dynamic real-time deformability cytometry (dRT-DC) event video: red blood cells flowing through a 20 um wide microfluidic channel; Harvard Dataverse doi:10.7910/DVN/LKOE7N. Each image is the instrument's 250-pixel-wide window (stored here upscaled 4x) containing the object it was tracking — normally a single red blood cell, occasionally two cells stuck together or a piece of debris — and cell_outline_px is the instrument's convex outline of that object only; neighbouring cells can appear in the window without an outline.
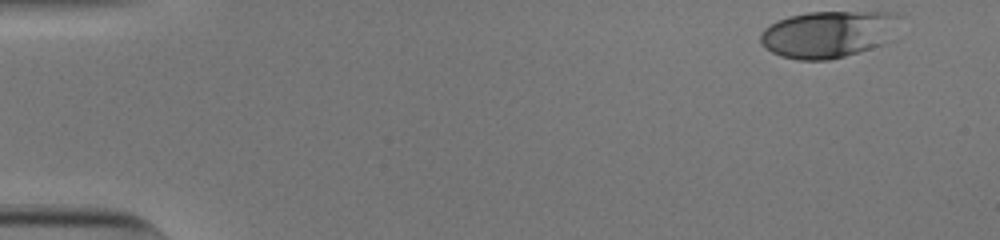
{"species": "human", "species_latin": "Homo sapiens", "temperature_condition": "cold", "stored_images_in_passage": 41, "camera_frame_rate_fps": 3000, "um_per_image_px": 0.085, "donor": {"sex": "male"}, "frame": {"image": 1, "passage_image": 1, "time_ms": 0.0, "image_size_px": [1000, 240], "cell_outline_px": [[904, 16], [884, 44], [844, 56], [828, 60], [796, 60], [780, 56], [772, 52], [760, 44], [760, 32], [764, 28], [776, 20], [788, 16], [808, 12], [896, 12]], "centroid_in_image_um": [70.39, 2.89], "position_along_channel_um": 14.6, "area_um2": 38.38}}
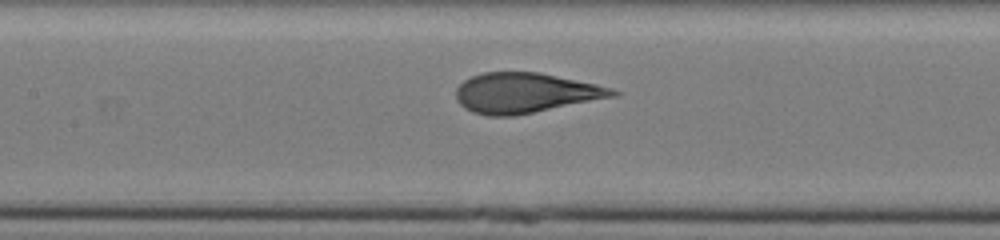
{"frame": {"image": 2, "passage_image": 23, "time_ms": 7.333, "image_size_px": [1000, 240], "cell_outline_px": [[620, 96], [516, 116], [488, 116], [472, 112], [464, 108], [456, 100], [456, 88], [464, 80], [472, 76], [484, 72], [540, 72], [596, 84], [612, 88], [620, 92]], "centroid_in_image_um": [44.68, 7.91], "position_along_channel_um": 162.7, "area_um2": 37.05}}
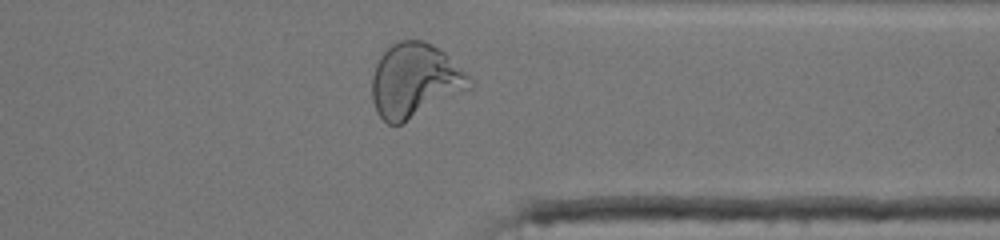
{"frame": {"image": 3, "passage_image": 40, "time_ms": 13.0, "image_size_px": [1000, 240], "cell_outline_px": [[472, 88], [400, 124], [388, 124], [376, 112], [372, 100], [372, 76], [376, 64], [380, 56], [392, 44], [400, 40], [424, 40], [432, 44], [444, 52], [468, 76], [472, 84]], "centroid_in_image_um": [35.23, 6.84], "position_along_channel_um": 376.2, "area_um2": 41.73}, "authors_computed_cell_mechanics": {"area_um2": 36.8764, "velocity_mm_per_s": 3.8117, "shape_relaxation_time_tau1_ms": 5.3536, "shape_relaxation_time_tau2_ms": null, "deformation_change_tau1": 0.2369, "deformation_change_tau2": null}}